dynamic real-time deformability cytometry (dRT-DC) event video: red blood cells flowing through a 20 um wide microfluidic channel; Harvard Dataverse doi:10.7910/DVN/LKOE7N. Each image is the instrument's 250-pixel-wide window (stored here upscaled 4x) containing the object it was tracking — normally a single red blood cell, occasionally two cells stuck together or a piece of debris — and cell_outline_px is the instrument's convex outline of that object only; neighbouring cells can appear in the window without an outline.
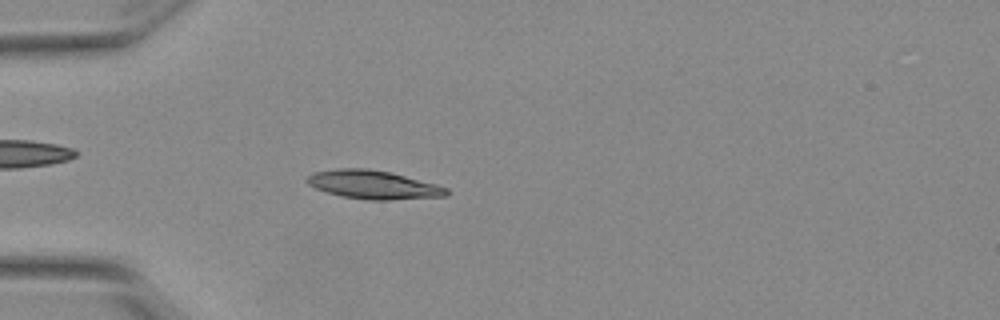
{"species": "Egyptian fruit bat (a non-hibernating species)", "species_latin": "Rousettus aegyptiacus", "temperature_condition": "warm", "stored_images_in_passage": 50, "camera_frame_rate_fps": 3000, "um_per_image_px": 0.085, "animal": {"sex": "female"}, "frame": {"image": 1, "passage_image": 12, "time_ms": 3.667, "image_size_px": [1000, 320], "cell_outline_px": [[448, 196], [388, 200], [368, 200], [344, 196], [328, 192], [316, 188], [308, 184], [304, 180], [312, 172], [336, 168], [368, 168], [392, 172], [436, 184], [448, 188]], "centroid_in_image_um": [31.73, 15.69], "position_along_channel_um": 53.3, "area_um2": 23.29}}
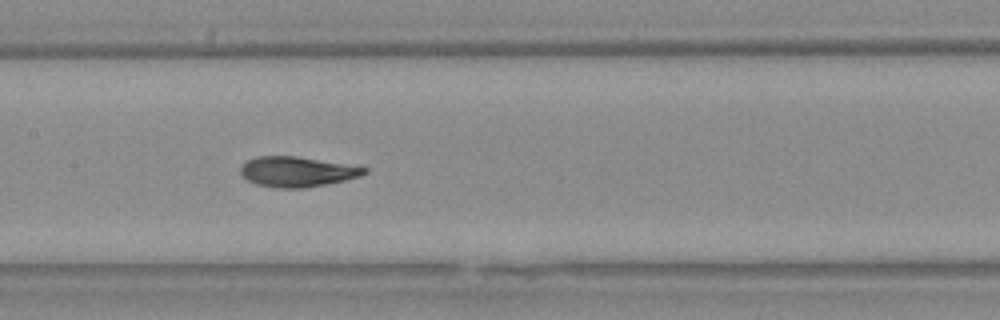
{"frame": {"image": 2, "passage_image": 23, "time_ms": 7.333, "image_size_px": [1000, 320], "cell_outline_px": [[368, 172], [360, 176], [344, 180], [304, 188], [276, 188], [256, 184], [248, 180], [240, 172], [240, 168], [248, 160], [256, 156], [296, 156], [368, 168]], "centroid_in_image_um": [25.23, 14.6], "position_along_channel_um": 182.2, "area_um2": 21.44}}
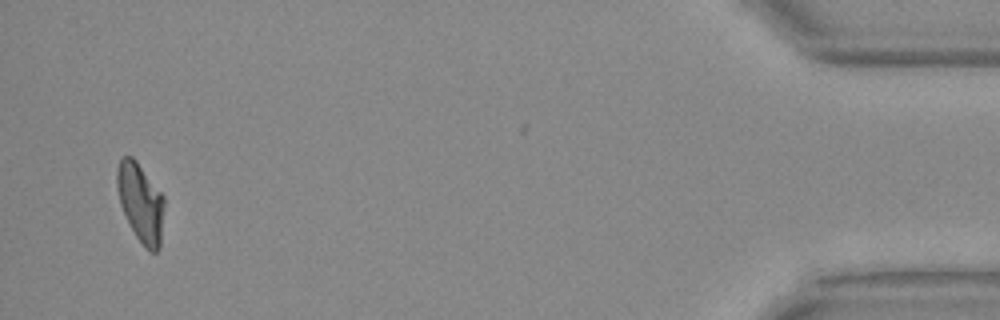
{"frame": {"image": 3, "passage_image": 48, "time_ms": 15.667, "image_size_px": [1000, 320], "cell_outline_px": [[164, 204], [160, 248], [156, 252], [148, 252], [144, 248], [136, 236], [120, 204], [116, 184], [116, 168], [120, 160], [124, 156], [132, 156], [136, 160], [164, 196]], "centroid_in_image_um": [11.95, 17.22], "position_along_channel_um": 423.2, "area_um2": 21.68}, "authors_computed_cell_mechanics": {"area_um2": 21.4438, "velocity_mm_per_s": 3.8342, "shape_relaxation_time_tau1_ms": 4.2018, "shape_relaxation_time_tau2_ms": 1.1406, "deformation_change_tau1": 0.2096, "deformation_change_tau2": 0.0859}}